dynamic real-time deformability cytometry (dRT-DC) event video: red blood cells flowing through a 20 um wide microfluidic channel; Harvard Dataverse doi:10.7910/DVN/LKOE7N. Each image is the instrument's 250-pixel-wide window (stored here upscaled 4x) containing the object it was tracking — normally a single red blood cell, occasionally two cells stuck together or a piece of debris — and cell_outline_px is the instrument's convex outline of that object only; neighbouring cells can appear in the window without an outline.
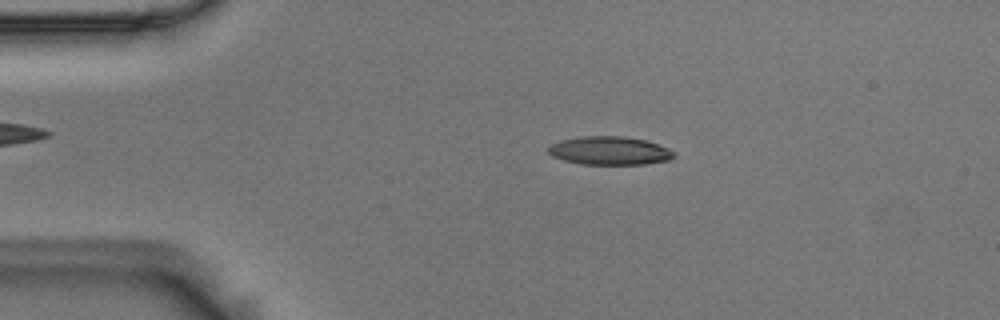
{"species": "Egyptian fruit bat (a non-hibernating species)", "species_latin": "Rousettus aegyptiacus", "temperature_condition": "room temperature", "stored_images_in_passage": 52, "camera_frame_rate_fps": 3000, "um_per_image_px": 0.085, "animal": {"sex": "male"}, "frame": {"image": 1, "passage_image": 8, "time_ms": 2.333, "image_size_px": [1000, 320], "cell_outline_px": [[676, 156], [668, 160], [644, 164], [580, 164], [564, 160], [552, 156], [548, 152], [548, 148], [552, 144], [560, 140], [580, 136], [624, 136], [648, 140], [660, 144], [676, 152]], "centroid_in_image_um": [51.85, 12.8], "position_along_channel_um": 33.1, "area_um2": 20.98}}
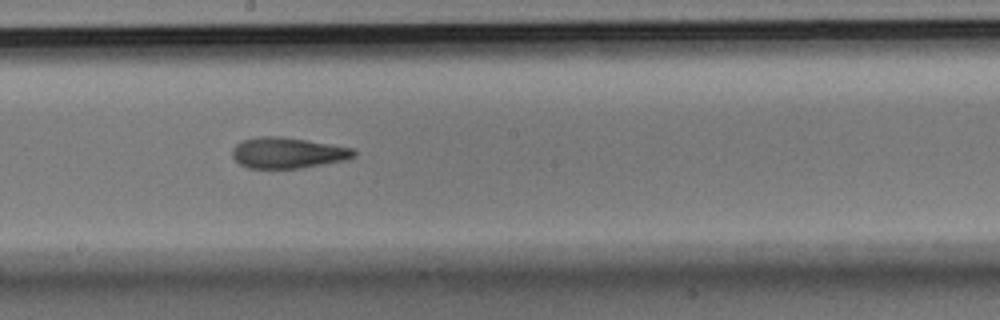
{"frame": {"image": 2, "passage_image": 27, "time_ms": 8.667, "image_size_px": [1000, 320], "cell_outline_px": [[356, 156], [344, 160], [300, 168], [248, 168], [240, 164], [232, 156], [232, 148], [236, 144], [244, 140], [260, 136], [280, 136], [352, 148], [356, 152]], "centroid_in_image_um": [24.42, 12.99], "position_along_channel_um": 223.8, "area_um2": 21.56}}
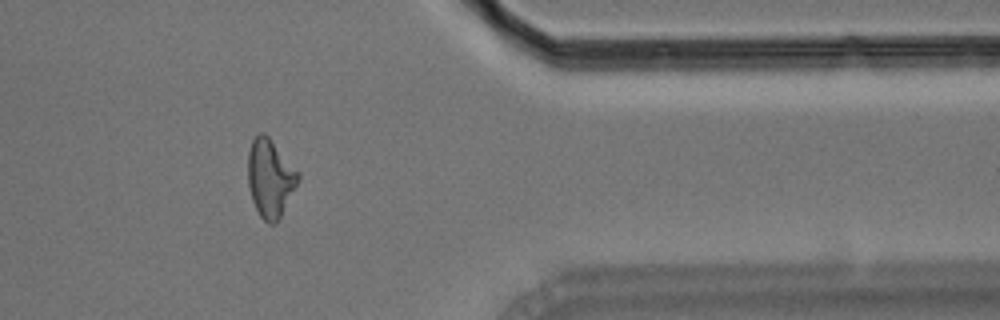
{"frame": {"image": 3, "passage_image": 42, "time_ms": 13.667, "image_size_px": [1000, 320], "cell_outline_px": [[300, 180], [276, 224], [268, 224], [260, 216], [252, 200], [248, 184], [248, 152], [252, 140], [260, 132], [264, 132], [268, 136], [300, 172]], "centroid_in_image_um": [22.98, 15.14], "position_along_channel_um": 388.4, "area_um2": 22.89}, "authors_computed_cell_mechanics": {"area_um2": 21.675, "velocity_mm_per_s": 3.6582, "shape_relaxation_time_tau1_ms": null, "shape_relaxation_time_tau2_ms": 4.0856, "deformation_change_tau1": null, "deformation_change_tau2": 0.1448}}